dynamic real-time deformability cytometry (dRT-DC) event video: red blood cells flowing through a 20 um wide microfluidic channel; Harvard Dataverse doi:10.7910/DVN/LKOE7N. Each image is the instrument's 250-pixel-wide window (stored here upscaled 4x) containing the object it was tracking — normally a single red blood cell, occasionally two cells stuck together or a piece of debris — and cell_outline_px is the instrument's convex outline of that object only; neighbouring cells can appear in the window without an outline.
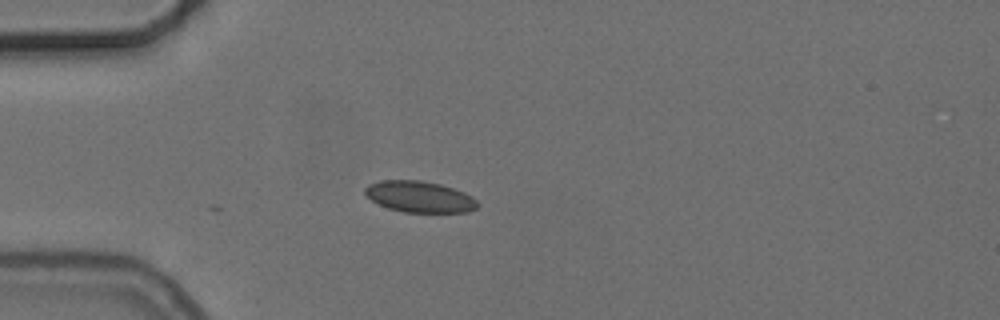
{"species": "common noctule bat (a hibernating species)", "species_latin": "Nyctalus noctula", "temperature_condition": "cold", "stored_images_in_passage": 16, "camera_frame_rate_fps": 3000, "um_per_image_px": 0.085, "animal": {"sex": "female", "body_mass_g": 24.6, "forearm_length_mm": 56.2}, "frame": {"image": 1, "passage_image": 1, "time_ms": 0.0, "image_size_px": [1000, 320], "cell_outline_px": [[480, 204], [476, 208], [468, 212], [404, 212], [388, 208], [372, 200], [364, 192], [364, 188], [368, 184], [380, 180], [420, 180], [440, 184], [464, 192], [472, 196]], "centroid_in_image_um": [35.67, 16.72], "position_along_channel_um": 49.3, "area_um2": 20.46}}
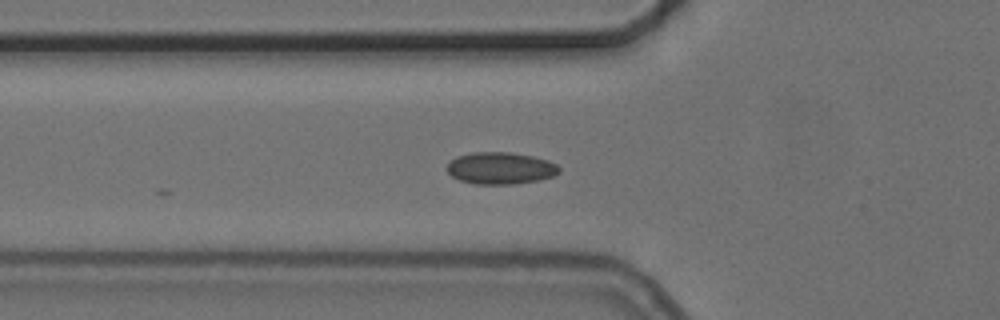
{"frame": {"image": 2, "passage_image": 5, "time_ms": 1.333, "image_size_px": [1000, 320], "cell_outline_px": [[560, 172], [552, 176], [540, 180], [512, 184], [476, 184], [460, 180], [452, 176], [448, 172], [448, 164], [456, 156], [472, 152], [508, 152], [532, 156], [548, 160], [556, 164], [560, 168]], "centroid_in_image_um": [42.55, 14.29], "position_along_channel_um": 83.2, "area_um2": 20.81}}
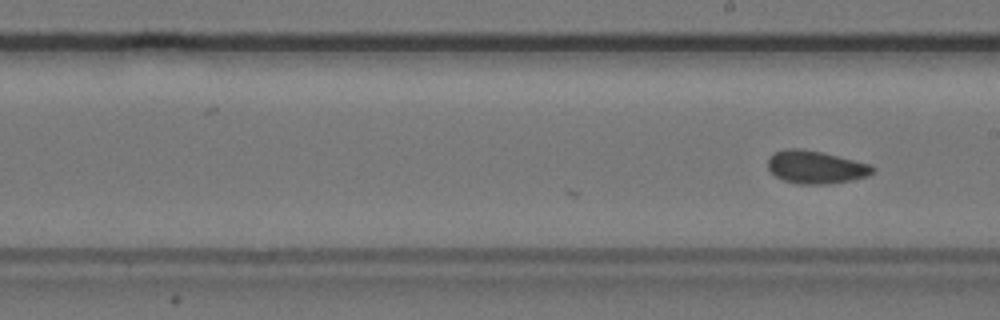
{"frame": {"image": 3, "passage_image": 16, "time_ms": 5.0, "image_size_px": [1000, 320], "cell_outline_px": [[876, 172], [868, 176], [852, 180], [828, 184], [796, 184], [784, 180], [776, 176], [768, 168], [768, 156], [772, 152], [788, 148], [800, 148], [820, 152], [872, 164], [876, 168]], "centroid_in_image_um": [69.35, 14.21], "position_along_channel_um": 219.6, "area_um2": 20.29}}